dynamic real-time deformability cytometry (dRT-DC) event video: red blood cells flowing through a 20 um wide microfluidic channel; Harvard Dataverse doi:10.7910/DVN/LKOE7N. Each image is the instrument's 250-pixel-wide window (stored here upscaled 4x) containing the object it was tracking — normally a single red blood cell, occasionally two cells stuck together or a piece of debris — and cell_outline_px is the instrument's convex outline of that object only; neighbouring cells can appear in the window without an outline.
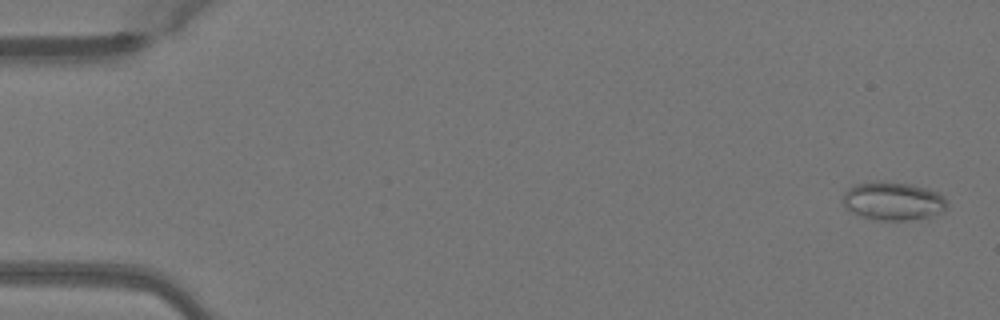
{"species": "Egyptian fruit bat (a non-hibernating species)", "species_latin": "Rousettus aegyptiacus", "temperature_condition": "warm", "stored_images_in_passage": 7, "camera_frame_rate_fps": 3000, "um_per_image_px": 0.085, "animal": {"sex": "female"}, "frame": {"image": 1, "passage_image": 2, "time_ms": 0.333, "image_size_px": [1000, 320], "cell_outline_px": [[948, 204], [944, 212], [932, 216], [908, 220], [880, 220], [860, 216], [852, 212], [840, 200], [844, 192], [848, 188], [856, 184], [880, 180], [912, 184], [928, 188], [944, 196], [948, 200]], "centroid_in_image_um": [75.93, 17.07], "position_along_channel_um": 9.1, "area_um2": 23.64}}